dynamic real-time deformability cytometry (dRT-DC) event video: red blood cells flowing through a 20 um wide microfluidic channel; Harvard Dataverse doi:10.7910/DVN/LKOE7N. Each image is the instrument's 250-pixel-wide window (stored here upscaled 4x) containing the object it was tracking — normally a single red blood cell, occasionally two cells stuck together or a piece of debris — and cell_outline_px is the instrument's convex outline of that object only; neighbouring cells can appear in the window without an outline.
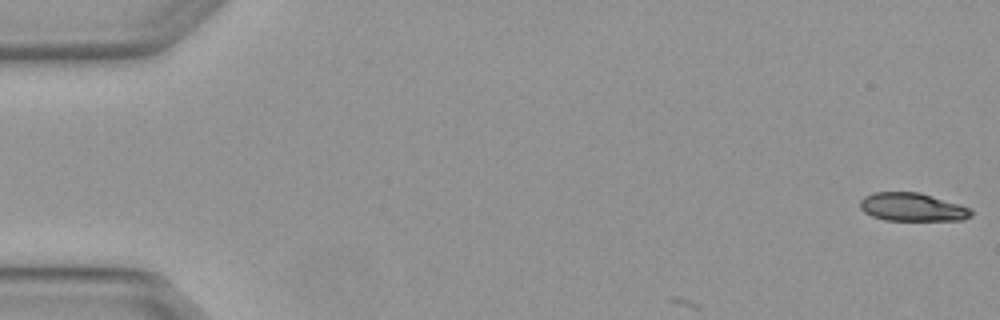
{"species": "Egyptian fruit bat (a non-hibernating species)", "species_latin": "Rousettus aegyptiacus", "temperature_condition": "warm", "stored_images_in_passage": 4, "camera_frame_rate_fps": 3000, "um_per_image_px": 0.085, "animal": {"sex": "female"}, "frame": {"image": 1, "passage_image": 1, "time_ms": 0.0, "image_size_px": [1000, 320], "cell_outline_px": [[972, 216], [964, 220], [884, 220], [872, 216], [864, 212], [860, 208], [860, 200], [864, 196], [872, 192], [920, 192], [972, 208]], "centroid_in_image_um": [77.55, 17.6], "position_along_channel_um": 7.5, "area_um2": 18.44}}
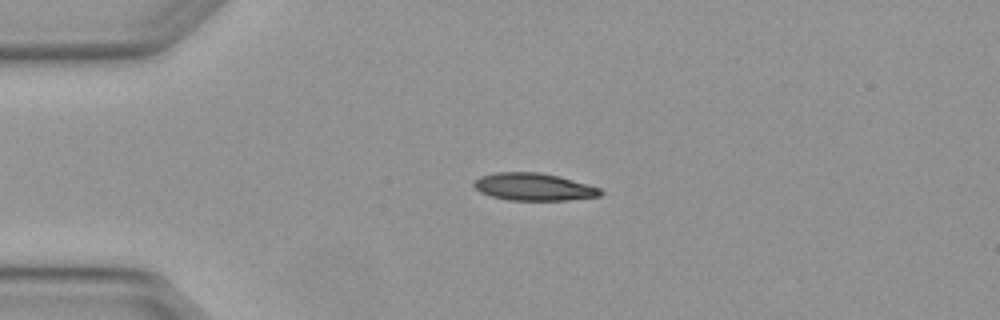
{"frame": {"image": 2, "passage_image": 4, "time_ms": 1.0, "image_size_px": [1000, 320], "cell_outline_px": [[604, 192], [600, 196], [568, 200], [508, 200], [492, 196], [480, 192], [472, 184], [480, 176], [496, 172], [536, 172], [560, 176], [588, 184], [600, 188]], "centroid_in_image_um": [45.38, 15.88], "position_along_channel_um": 39.6, "area_um2": 20.23}}